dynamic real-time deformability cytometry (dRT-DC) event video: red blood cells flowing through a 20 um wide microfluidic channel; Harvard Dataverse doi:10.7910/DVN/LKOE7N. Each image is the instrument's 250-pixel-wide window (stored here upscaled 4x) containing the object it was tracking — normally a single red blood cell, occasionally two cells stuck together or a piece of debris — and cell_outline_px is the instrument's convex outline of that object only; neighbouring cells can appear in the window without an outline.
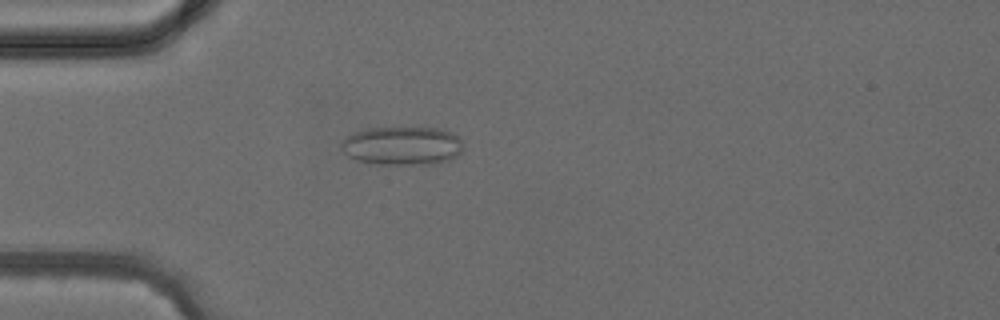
{"species": "common noctule bat (a hibernating species)", "species_latin": "Nyctalus noctula", "temperature_condition": "cold", "stored_images_in_passage": 4, "camera_frame_rate_fps": 3000, "um_per_image_px": 0.085, "animal": {"sex": "female", "body_mass_g": 24.6, "forearm_length_mm": 56.2}, "frame": {"image": 1, "passage_image": 4, "time_ms": 3.333, "image_size_px": [1000, 320], "cell_outline_px": [[464, 148], [456, 156], [448, 160], [432, 164], [380, 164], [356, 160], [348, 156], [340, 148], [340, 144], [352, 132], [368, 128], [436, 128], [452, 132], [460, 140]], "centroid_in_image_um": [34.17, 12.39], "position_along_channel_um": 50.8, "area_um2": 27.34}}